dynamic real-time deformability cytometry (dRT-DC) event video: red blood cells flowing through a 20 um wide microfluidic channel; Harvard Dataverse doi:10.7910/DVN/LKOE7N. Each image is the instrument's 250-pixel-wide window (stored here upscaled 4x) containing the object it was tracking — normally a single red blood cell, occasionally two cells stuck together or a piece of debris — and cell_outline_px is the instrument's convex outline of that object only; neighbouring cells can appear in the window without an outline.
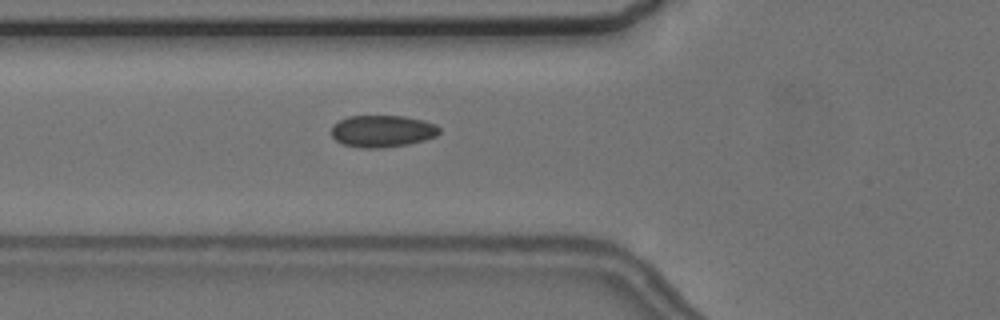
{"species": "common noctule bat (a hibernating species)", "species_latin": "Nyctalus noctula", "temperature_condition": "cold", "stored_images_in_passage": 6, "camera_frame_rate_fps": 3000, "um_per_image_px": 0.085, "animal": {"sex": "female", "body_mass_g": 24.6, "forearm_length_mm": 56.2}, "frame": {"image": 1, "passage_image": 6, "time_ms": 5.667, "image_size_px": [1000, 320], "cell_outline_px": [[440, 132], [436, 136], [424, 140], [408, 144], [384, 148], [360, 148], [340, 144], [332, 136], [332, 124], [348, 116], [404, 116], [424, 120], [436, 124], [440, 128]], "centroid_in_image_um": [32.49, 11.15], "position_along_channel_um": 93.3, "area_um2": 20.35}}